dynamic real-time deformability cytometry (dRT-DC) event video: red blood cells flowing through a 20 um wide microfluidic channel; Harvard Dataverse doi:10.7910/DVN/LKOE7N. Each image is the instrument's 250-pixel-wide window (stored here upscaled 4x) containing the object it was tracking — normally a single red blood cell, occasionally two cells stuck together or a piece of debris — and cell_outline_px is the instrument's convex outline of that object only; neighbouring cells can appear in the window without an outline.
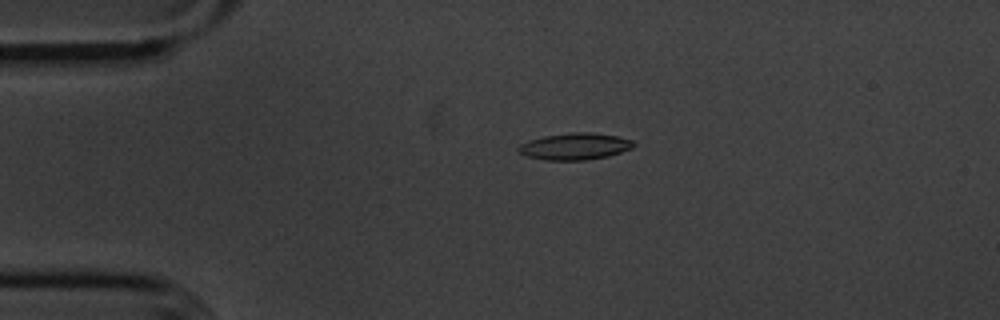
{"species": "common noctule bat (a hibernating species)", "species_latin": "Nyctalus noctula", "temperature_condition": "cold", "stored_images_in_passage": 4, "camera_frame_rate_fps": 3000, "um_per_image_px": 0.085, "animal": {"sex": "male", "body_mass_g": 20.1, "forearm_length_mm": 53.5}, "frame": {"image": 1, "passage_image": 3, "time_ms": 2.0, "image_size_px": [1000, 320], "cell_outline_px": [[636, 144], [632, 148], [608, 156], [584, 160], [544, 160], [528, 156], [516, 152], [516, 148], [520, 144], [528, 140], [544, 136], [572, 132], [592, 132], [616, 136], [632, 140]], "centroid_in_image_um": [48.83, 12.44], "position_along_channel_um": 36.2, "area_um2": 17.98}}